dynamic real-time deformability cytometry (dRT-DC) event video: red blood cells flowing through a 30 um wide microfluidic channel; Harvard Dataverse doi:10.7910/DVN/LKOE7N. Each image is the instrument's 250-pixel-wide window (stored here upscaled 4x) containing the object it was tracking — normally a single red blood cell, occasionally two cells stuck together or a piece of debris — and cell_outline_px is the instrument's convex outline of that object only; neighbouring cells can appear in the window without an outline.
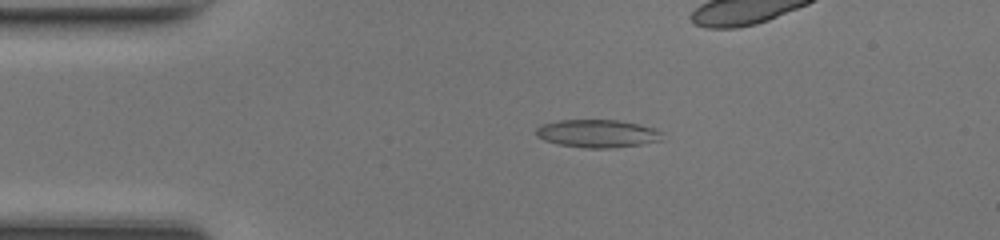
{"species": "common noctule bat (a hibernating species)", "species_latin": "Nyctalus noctula", "temperature_condition": "room temperature", "stored_images_in_passage": 40, "camera_frame_rate_fps": 3000, "um_per_image_px": 0.085, "animal": {"sex": "female", "body_mass_g": 17.0, "forearm_length_mm": 48.0}, "frame": {"image": 1, "passage_image": 1, "time_ms": 0.0, "image_size_px": [1000, 240], "cell_outline_px": [[664, 140], [640, 144], [612, 148], [588, 148], [560, 144], [544, 140], [536, 136], [536, 128], [544, 124], [560, 120], [616, 120], [640, 124], [664, 132]], "centroid_in_image_um": [50.83, 11.35], "position_along_channel_um": 34.2, "area_um2": 20.46}}
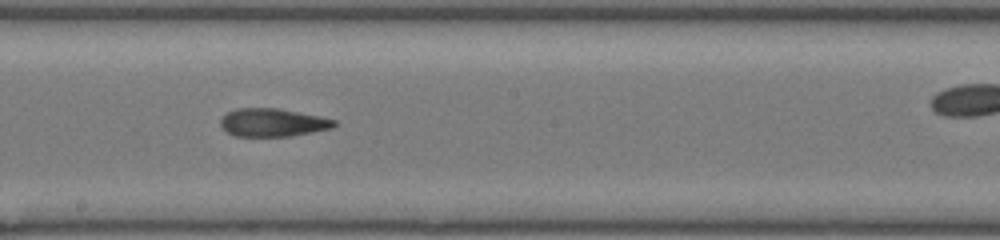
{"frame": {"image": 2, "passage_image": 17, "time_ms": 5.333, "image_size_px": [1000, 240], "cell_outline_px": [[336, 124], [332, 128], [292, 136], [236, 136], [228, 132], [220, 124], [220, 120], [228, 112], [236, 108], [280, 108], [320, 116], [336, 120]], "centroid_in_image_um": [23.2, 10.41], "position_along_channel_um": 225.0, "area_um2": 18.55}}
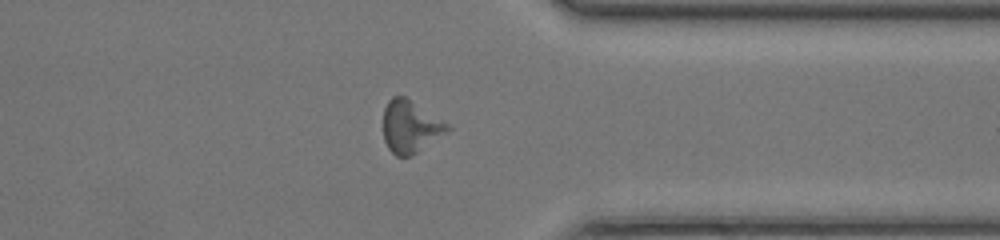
{"frame": {"image": 3, "passage_image": 28, "time_ms": 9.0, "image_size_px": [1000, 240], "cell_outline_px": [[452, 128], [448, 132], [412, 156], [396, 156], [388, 148], [384, 140], [384, 108], [388, 100], [392, 96], [404, 96], [452, 124]], "centroid_in_image_um": [34.93, 10.76], "position_along_channel_um": 376.5, "area_um2": 19.88}, "authors_computed_cell_mechanics": {"area_um2": 19.0451, "velocity_mm_per_s": 4.3259, "shape_relaxation_time_tau1_ms": null, "shape_relaxation_time_tau2_ms": 3.949, "deformation_change_tau1": null, "deformation_change_tau2": 0.1438}}